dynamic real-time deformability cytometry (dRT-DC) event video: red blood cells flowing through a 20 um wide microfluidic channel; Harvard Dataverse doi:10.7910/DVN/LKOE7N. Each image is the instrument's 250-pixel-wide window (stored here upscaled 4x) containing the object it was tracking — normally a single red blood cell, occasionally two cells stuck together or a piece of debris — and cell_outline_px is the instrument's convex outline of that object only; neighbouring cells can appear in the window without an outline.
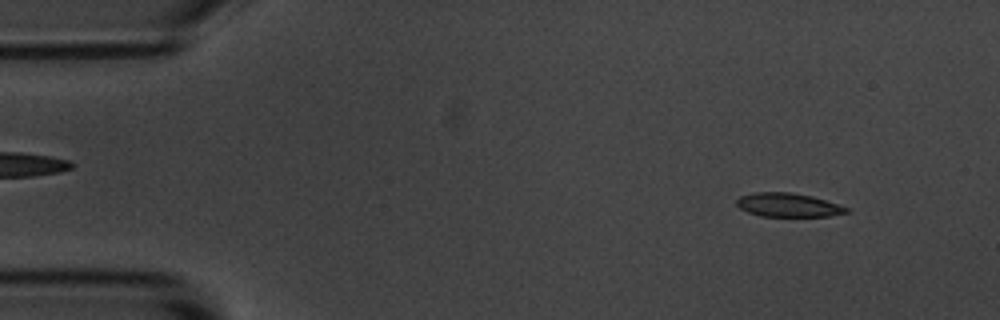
{"species": "common noctule bat (a hibernating species)", "species_latin": "Nyctalus noctula", "temperature_condition": "room temperature", "stored_images_in_passage": 5, "camera_frame_rate_fps": 3000, "um_per_image_px": 0.085, "animal": {"sex": "male", "body_mass_g": 20.1, "forearm_length_mm": 53.5}, "frame": {"image": 1, "passage_image": 1, "time_ms": 0.0, "image_size_px": [1000, 320], "cell_outline_px": [[848, 212], [828, 216], [760, 216], [748, 212], [740, 208], [736, 204], [736, 200], [740, 196], [756, 192], [792, 192], [812, 196], [848, 208]], "centroid_in_image_um": [66.94, 17.42], "position_along_channel_um": 18.1, "area_um2": 15.03}}
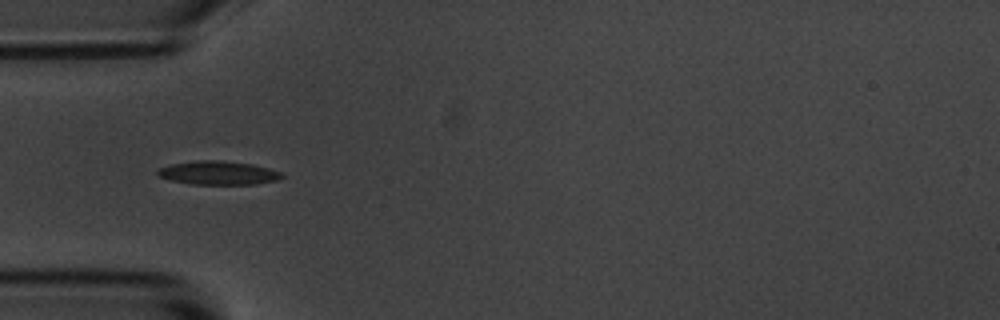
{"frame": {"image": 2, "passage_image": 4, "time_ms": 3.667, "image_size_px": [1000, 320], "cell_outline_px": [[284, 176], [276, 180], [256, 184], [192, 184], [172, 180], [156, 176], [156, 172], [160, 168], [172, 164], [196, 160], [220, 160], [252, 164], [268, 168], [280, 172]], "centroid_in_image_um": [18.53, 14.69], "position_along_channel_um": 66.5, "area_um2": 16.99}}